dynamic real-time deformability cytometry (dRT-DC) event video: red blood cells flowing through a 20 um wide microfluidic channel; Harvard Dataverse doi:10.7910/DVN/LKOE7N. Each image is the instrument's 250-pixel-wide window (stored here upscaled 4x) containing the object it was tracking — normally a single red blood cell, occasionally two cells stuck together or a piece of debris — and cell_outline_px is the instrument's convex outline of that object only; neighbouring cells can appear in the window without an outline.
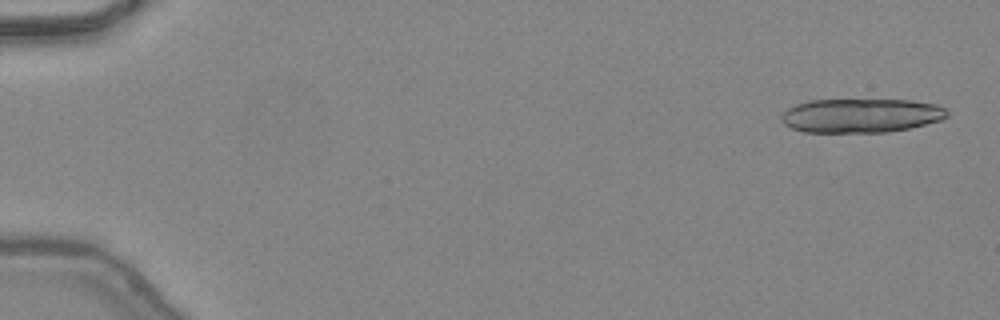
{"species": "common noctule bat (a hibernating species)", "species_latin": "Nyctalus noctula", "temperature_condition": "warm", "stored_images_in_passage": 16, "camera_frame_rate_fps": 3000, "um_per_image_px": 0.085, "animal": {"sex": "female", "body_mass_g": 24.6, "forearm_length_mm": 56.2}, "frame": {"image": 1, "passage_image": 2, "time_ms": 0.333, "image_size_px": [1000, 320], "cell_outline_px": [[948, 116], [940, 120], [908, 128], [888, 132], [804, 132], [792, 128], [784, 124], [780, 120], [784, 112], [788, 108], [796, 104], [808, 100], [912, 100], [936, 104], [944, 108], [948, 112]], "centroid_in_image_um": [73.17, 9.82], "position_along_channel_um": 11.8, "area_um2": 32.83}}